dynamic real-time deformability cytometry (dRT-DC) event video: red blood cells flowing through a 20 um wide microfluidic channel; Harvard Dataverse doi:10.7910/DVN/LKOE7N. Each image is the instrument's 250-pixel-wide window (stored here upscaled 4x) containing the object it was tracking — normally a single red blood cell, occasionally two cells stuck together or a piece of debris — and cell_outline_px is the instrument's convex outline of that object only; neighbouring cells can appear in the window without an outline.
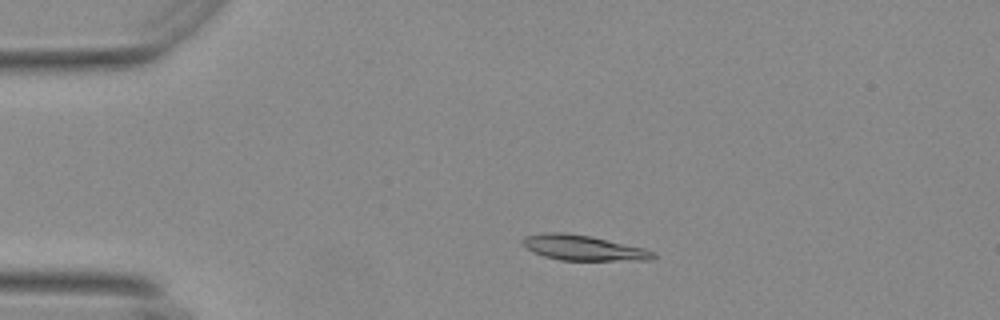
{"species": "Egyptian fruit bat (a non-hibernating species)", "species_latin": "Rousettus aegyptiacus", "temperature_condition": "warm", "stored_images_in_passage": 52, "camera_frame_rate_fps": 3000, "um_per_image_px": 0.085, "animal": {"sex": "female"}, "frame": {"image": 1, "passage_image": 8, "time_ms": 2.333, "image_size_px": [1000, 320], "cell_outline_px": [[656, 256], [652, 260], [560, 260], [544, 256], [532, 252], [520, 240], [524, 236], [548, 232], [564, 232], [588, 236], [644, 248], [656, 252]], "centroid_in_image_um": [49.57, 21.07], "position_along_channel_um": 35.4, "area_um2": 19.02}}
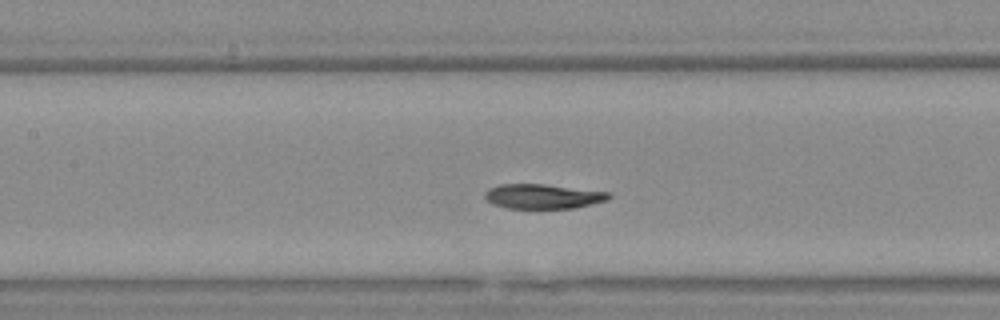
{"frame": {"image": 2, "passage_image": 22, "time_ms": 7.0, "image_size_px": [1000, 320], "cell_outline_px": [[612, 196], [608, 200], [576, 208], [504, 208], [492, 204], [484, 196], [484, 192], [488, 188], [500, 184], [544, 184], [612, 192]], "centroid_in_image_um": [46.17, 16.69], "position_along_channel_um": 161.2, "area_um2": 18.03}}
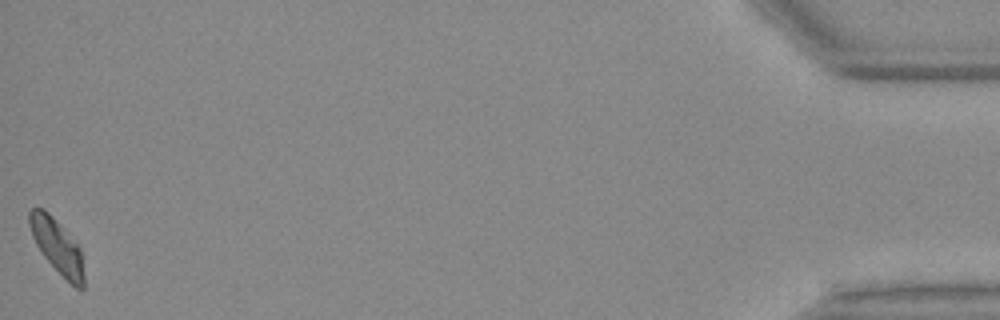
{"frame": {"image": 3, "passage_image": 52, "time_ms": 17.0, "image_size_px": [1000, 320], "cell_outline_px": [[84, 288], [76, 288], [44, 256], [36, 244], [32, 236], [28, 224], [28, 212], [32, 208], [44, 208], [60, 224], [80, 248], [84, 276]], "centroid_in_image_um": [4.83, 20.88], "position_along_channel_um": 430.4, "area_um2": 16.82}, "authors_computed_cell_mechanics": {"area_um2": 18.6116, "velocity_mm_per_s": 3.6511, "shape_relaxation_time_tau1_ms": 5.7271, "shape_relaxation_time_tau2_ms": 7.8588, "deformation_change_tau1": 0.1913, "deformation_change_tau2": 0.0646}}